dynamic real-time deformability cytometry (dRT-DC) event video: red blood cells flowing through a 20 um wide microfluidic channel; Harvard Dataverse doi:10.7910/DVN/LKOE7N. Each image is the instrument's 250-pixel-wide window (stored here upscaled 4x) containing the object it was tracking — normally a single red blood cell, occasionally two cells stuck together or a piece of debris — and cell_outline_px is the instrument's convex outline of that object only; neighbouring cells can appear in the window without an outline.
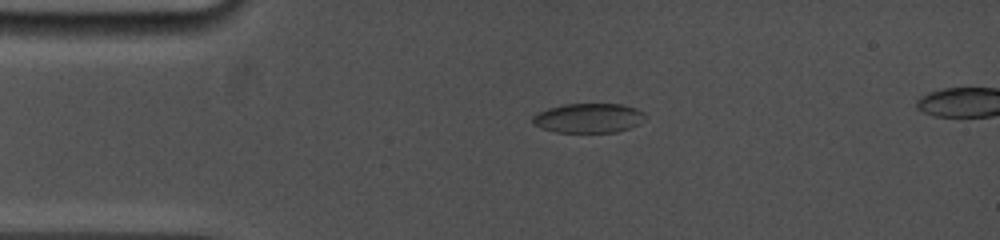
{"species": "common noctule bat (a hibernating species)", "species_latin": "Nyctalus noctula", "temperature_condition": "cold", "stored_images_in_passage": 31, "segment_of_instrument_passage": [1, 2], "camera_frame_rate_fps": 5000, "um_per_image_px": 0.085, "animal": {"sex": "female", "body_mass_g": 19.0, "forearm_length_mm": 53.3}, "frame": {"image": 1, "passage_image": 1, "time_ms": 0.0, "image_size_px": [1000, 240], "cell_outline_px": [[648, 116], [640, 124], [616, 132], [556, 132], [532, 124], [532, 116], [548, 108], [564, 104], [620, 104], [636, 108], [644, 112]], "centroid_in_image_um": [50.06, 10.03], "position_along_channel_um": 34.9, "area_um2": 19.36}}
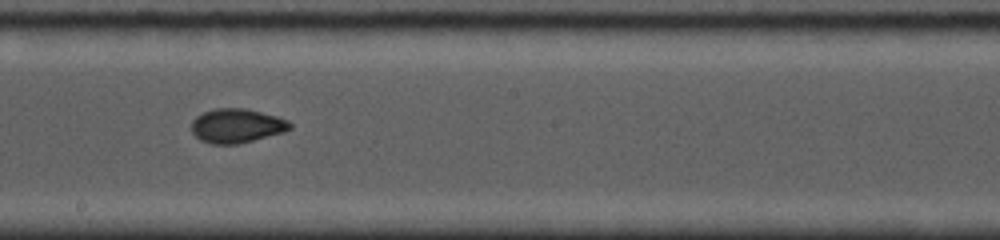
{"frame": {"image": 2, "passage_image": 16, "time_ms": 5.8, "image_size_px": [1000, 240], "cell_outline_px": [[292, 128], [284, 132], [236, 144], [212, 144], [200, 140], [192, 132], [192, 120], [196, 116], [204, 112], [216, 108], [244, 108], [276, 116], [288, 120], [292, 124]], "centroid_in_image_um": [20.11, 10.69], "position_along_channel_um": 228.1, "area_um2": 19.48}}
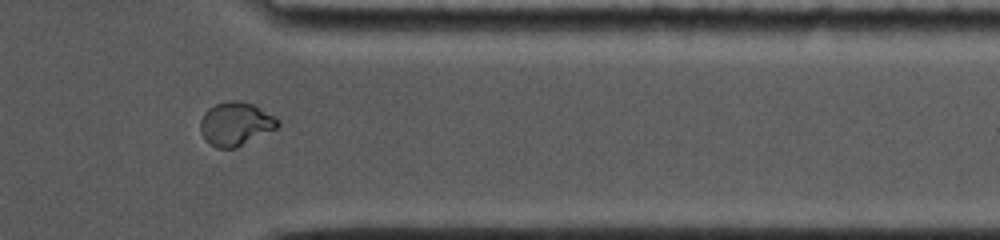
{"frame": {"image": 3, "passage_image": 27, "time_ms": 10.0, "image_size_px": [1000, 240], "cell_outline_px": [[280, 128], [236, 148], [216, 148], [208, 144], [200, 132], [200, 120], [204, 112], [208, 108], [216, 104], [228, 100], [236, 100], [252, 104], [276, 116], [280, 120]], "centroid_in_image_um": [20.05, 10.54], "position_along_channel_um": 391.3, "area_um2": 20.11}}